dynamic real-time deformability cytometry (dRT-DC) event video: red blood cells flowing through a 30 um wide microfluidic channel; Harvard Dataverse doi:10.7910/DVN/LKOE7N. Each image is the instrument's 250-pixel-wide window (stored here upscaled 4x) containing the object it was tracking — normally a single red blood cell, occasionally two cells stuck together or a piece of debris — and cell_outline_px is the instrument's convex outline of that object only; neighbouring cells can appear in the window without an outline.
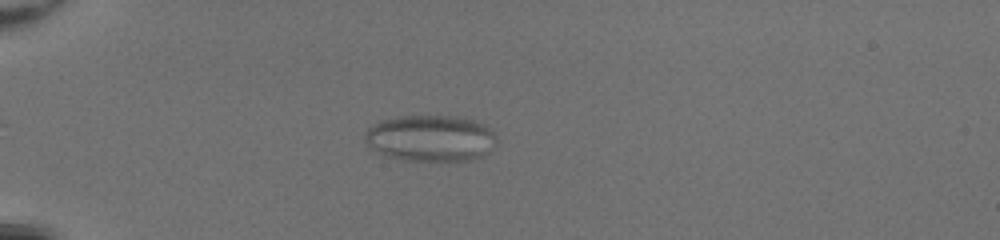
{"species": "common noctule bat (a hibernating species)", "species_latin": "Nyctalus noctula", "temperature_condition": "room temperature", "stored_images_in_passage": 43, "camera_frame_rate_fps": 3000, "um_per_image_px": 0.085, "animal": {"sex": "female", "body_mass_g": 20.0, "forearm_length_mm": 54.0}, "frame": {"image": 1, "passage_image": 12, "time_ms": 3.667, "image_size_px": [1000, 240], "cell_outline_px": [[492, 136], [480, 156], [464, 160], [408, 160], [388, 156], [368, 144], [364, 140], [364, 136], [368, 128], [380, 120], [400, 116], [460, 116], [484, 124], [492, 132]], "centroid_in_image_um": [36.47, 11.71], "position_along_channel_um": 48.5, "area_um2": 34.16}}
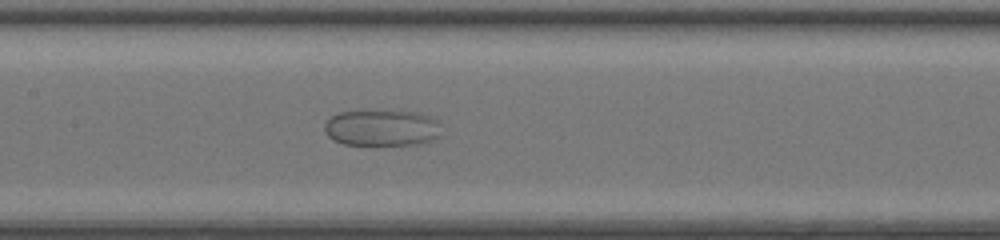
{"frame": {"image": 2, "passage_image": 24, "time_ms": 7.667, "image_size_px": [1000, 240], "cell_outline_px": [[440, 120], [436, 136], [428, 140], [416, 144], [344, 144], [332, 140], [324, 132], [324, 124], [336, 112], [364, 108], [396, 108], [416, 112]], "centroid_in_image_um": [32.37, 10.78], "position_along_channel_um": 175.0, "area_um2": 25.61}}
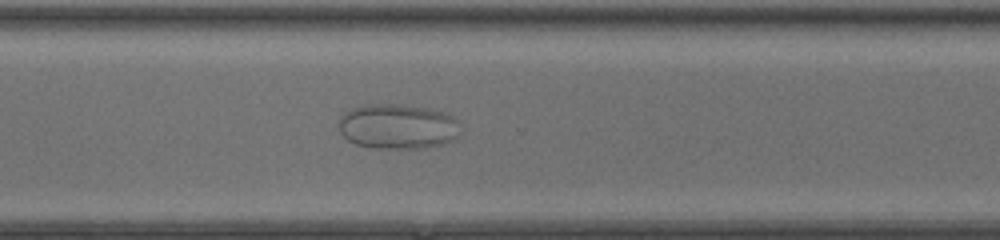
{"frame": {"image": 3, "passage_image": 36, "time_ms": 11.667, "image_size_px": [1000, 240], "cell_outline_px": [[460, 136], [456, 140], [444, 144], [428, 148], [372, 148], [356, 144], [348, 140], [340, 132], [340, 116], [344, 112], [352, 108], [364, 104], [392, 104], [428, 108], [444, 112], [452, 116], [456, 120], [460, 132]], "centroid_in_image_um": [33.83, 10.76], "position_along_channel_um": 336.8, "area_um2": 32.19}}